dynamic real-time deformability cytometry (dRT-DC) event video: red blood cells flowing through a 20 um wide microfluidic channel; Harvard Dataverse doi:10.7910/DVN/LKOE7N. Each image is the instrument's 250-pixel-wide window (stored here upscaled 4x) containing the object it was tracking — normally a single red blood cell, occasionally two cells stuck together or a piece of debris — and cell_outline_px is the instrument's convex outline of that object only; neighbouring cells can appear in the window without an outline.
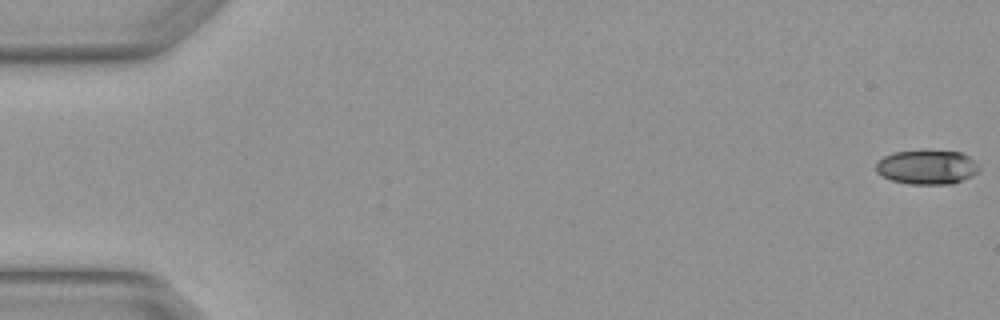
{"species": "Egyptian fruit bat (a non-hibernating species)", "species_latin": "Rousettus aegyptiacus", "temperature_condition": "warm", "stored_images_in_passage": 6, "segment_of_instrument_passage": [1, 2], "camera_frame_rate_fps": 3000, "um_per_image_px": 0.085, "animal": {"sex": "female"}, "frame": {"image": 1, "passage_image": 1, "time_ms": 0.0, "image_size_px": [1000, 320], "cell_outline_px": [[980, 168], [972, 176], [952, 184], [908, 184], [892, 180], [876, 172], [876, 164], [884, 156], [892, 152], [960, 152], [968, 156]], "centroid_in_image_um": [78.78, 14.23], "position_along_channel_um": 6.2, "area_um2": 20.06}}
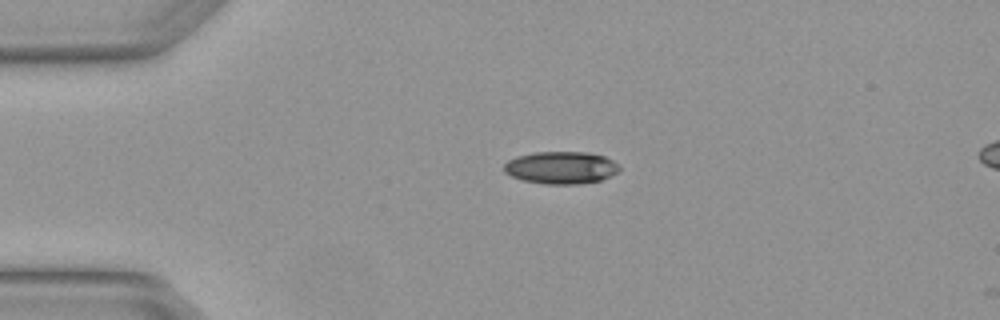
{"frame": {"image": 2, "passage_image": 4, "time_ms": 1.0, "image_size_px": [1000, 320], "cell_outline_px": [[620, 168], [616, 172], [600, 180], [576, 184], [544, 184], [524, 180], [512, 176], [504, 172], [504, 164], [508, 160], [516, 156], [536, 152], [588, 152], [604, 156], [612, 160]], "centroid_in_image_um": [47.65, 14.24], "position_along_channel_um": 37.4, "area_um2": 21.56}}